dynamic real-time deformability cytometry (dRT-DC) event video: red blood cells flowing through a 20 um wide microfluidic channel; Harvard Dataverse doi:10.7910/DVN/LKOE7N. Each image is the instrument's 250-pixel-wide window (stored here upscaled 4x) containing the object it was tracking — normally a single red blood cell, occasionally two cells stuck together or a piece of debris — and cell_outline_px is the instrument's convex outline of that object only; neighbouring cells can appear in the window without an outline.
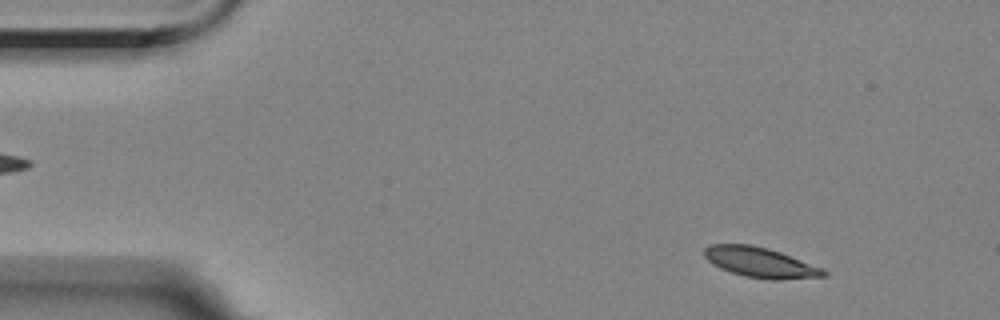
{"species": "Egyptian fruit bat (a non-hibernating species)", "species_latin": "Rousettus aegyptiacus", "temperature_condition": "room temperature", "stored_images_in_passage": 57, "camera_frame_rate_fps": 3000, "um_per_image_px": 0.085, "animal": {"sex": "female"}, "frame": {"image": 1, "passage_image": 6, "time_ms": 1.667, "image_size_px": [1000, 320], "cell_outline_px": [[828, 276], [780, 280], [772, 280], [744, 276], [720, 268], [712, 264], [704, 256], [704, 248], [708, 244], [752, 244], [768, 248], [780, 252], [824, 268], [828, 272]], "centroid_in_image_um": [64.64, 22.3], "position_along_channel_um": 20.4, "area_um2": 21.15}}
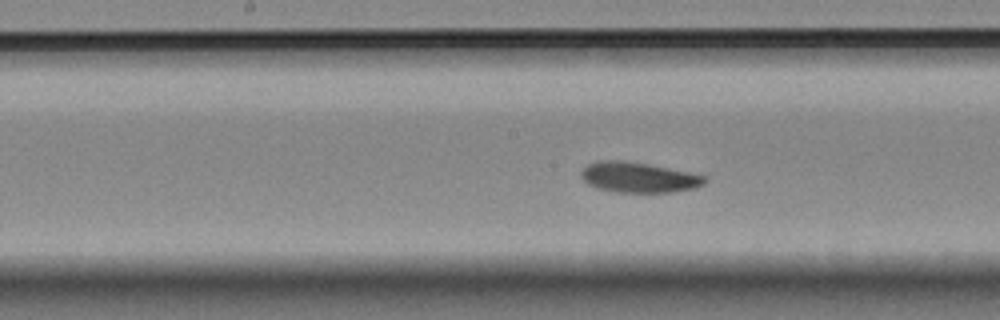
{"frame": {"image": 2, "passage_image": 28, "time_ms": 9.0, "image_size_px": [1000, 320], "cell_outline_px": [[708, 180], [704, 184], [696, 188], [672, 192], [616, 192], [596, 188], [588, 184], [580, 176], [580, 172], [588, 164], [596, 160], [620, 160], [648, 164], [688, 172], [704, 176]], "centroid_in_image_um": [54.26, 15.08], "position_along_channel_um": 193.9, "area_um2": 21.85}}
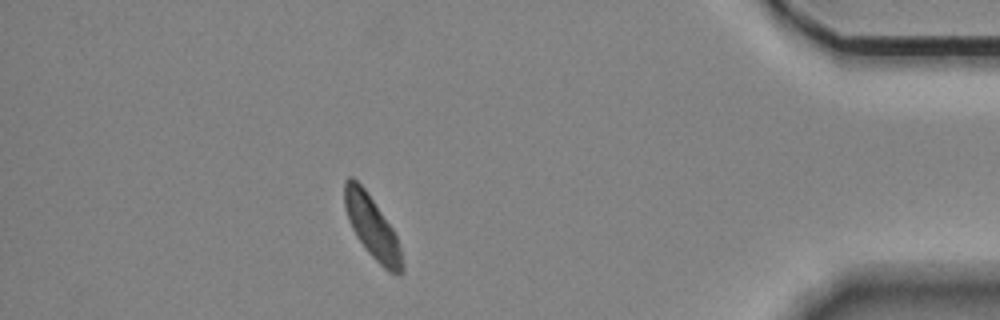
{"frame": {"image": 3, "passage_image": 50, "time_ms": 16.333, "image_size_px": [1000, 320], "cell_outline_px": [[404, 272], [400, 276], [388, 272], [364, 248], [356, 236], [348, 220], [344, 208], [344, 180], [348, 176], [352, 176], [364, 188], [392, 228], [396, 236], [400, 248], [404, 264]], "centroid_in_image_um": [31.62, 19.33], "position_along_channel_um": 403.6, "area_um2": 20.92}, "authors_computed_cell_mechanics": {"area_um2": 21.5594, "velocity_mm_per_s": 3.4634, "shape_relaxation_time_tau1_ms": 2.5335, "shape_relaxation_time_tau2_ms": null, "deformation_change_tau1": 0.0778, "deformation_change_tau2": null}}